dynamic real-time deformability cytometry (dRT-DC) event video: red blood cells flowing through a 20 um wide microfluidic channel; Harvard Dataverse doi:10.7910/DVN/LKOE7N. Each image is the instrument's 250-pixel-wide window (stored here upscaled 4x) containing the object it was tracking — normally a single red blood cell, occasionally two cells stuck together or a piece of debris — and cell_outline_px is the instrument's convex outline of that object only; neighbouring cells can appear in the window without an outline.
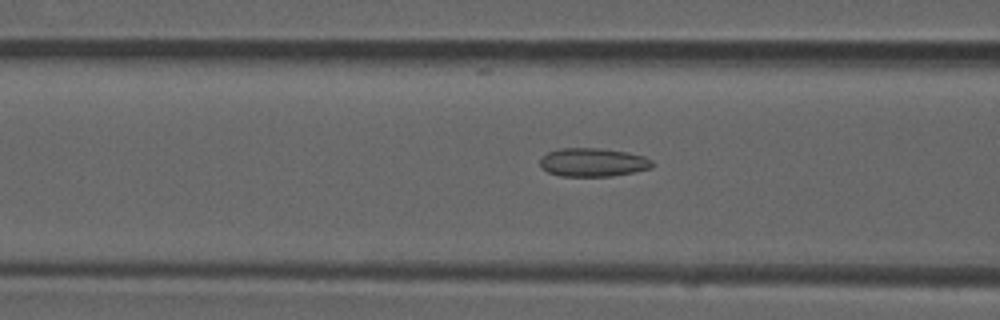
{"species": "common noctule bat (a hibernating species)", "species_latin": "Nyctalus noctula", "temperature_condition": "room temperature", "stored_images_in_passage": 48, "camera_frame_rate_fps": 3000, "um_per_image_px": 0.085, "animal": {"sex": "male", "forearm_length_mm": 52.5}, "frame": {"image": 1, "passage_image": 16, "time_ms": 5.0, "image_size_px": [1000, 320], "cell_outline_px": [[656, 164], [652, 168], [612, 176], [560, 176], [548, 172], [540, 164], [540, 160], [548, 152], [560, 148], [600, 148], [628, 152], [644, 156], [652, 160]], "centroid_in_image_um": [50.45, 13.79], "position_along_channel_um": 116.2, "area_um2": 18.67}}
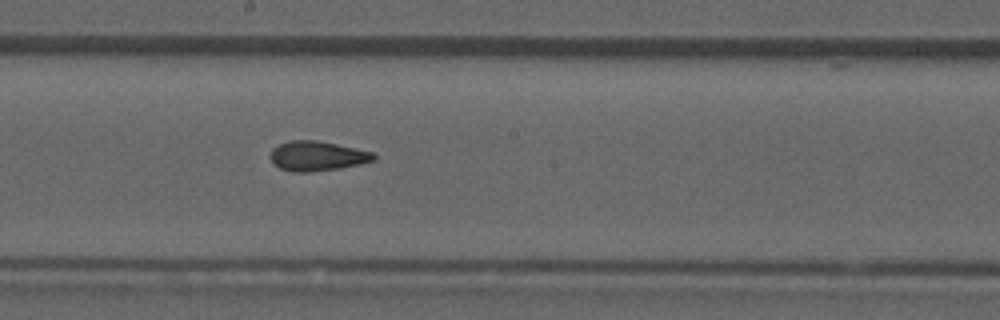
{"frame": {"image": 2, "passage_image": 24, "time_ms": 7.667, "image_size_px": [1000, 320], "cell_outline_px": [[376, 160], [360, 164], [340, 168], [308, 172], [292, 172], [280, 168], [272, 160], [272, 148], [280, 144], [292, 140], [316, 140], [336, 144], [372, 152], [376, 156]], "centroid_in_image_um": [26.99, 13.26], "position_along_channel_um": 221.2, "area_um2": 17.63}}
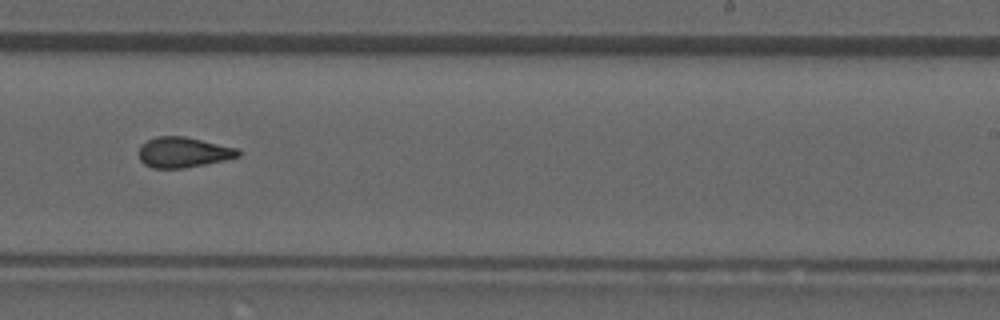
{"frame": {"image": 3, "passage_image": 28, "time_ms": 9.0, "image_size_px": [1000, 320], "cell_outline_px": [[240, 156], [224, 160], [184, 168], [152, 168], [144, 164], [140, 160], [136, 152], [140, 144], [156, 136], [184, 136], [236, 148], [240, 152]], "centroid_in_image_um": [15.5, 12.94], "position_along_channel_um": 273.5, "area_um2": 17.63}, "authors_computed_cell_mechanics": {"area_um2": 17.629, "velocity_mm_per_s": 3.9367, "shape_relaxation_time_tau1_ms": null, "shape_relaxation_time_tau2_ms": 1.5018, "deformation_change_tau1": null, "deformation_change_tau2": 0.0935}}